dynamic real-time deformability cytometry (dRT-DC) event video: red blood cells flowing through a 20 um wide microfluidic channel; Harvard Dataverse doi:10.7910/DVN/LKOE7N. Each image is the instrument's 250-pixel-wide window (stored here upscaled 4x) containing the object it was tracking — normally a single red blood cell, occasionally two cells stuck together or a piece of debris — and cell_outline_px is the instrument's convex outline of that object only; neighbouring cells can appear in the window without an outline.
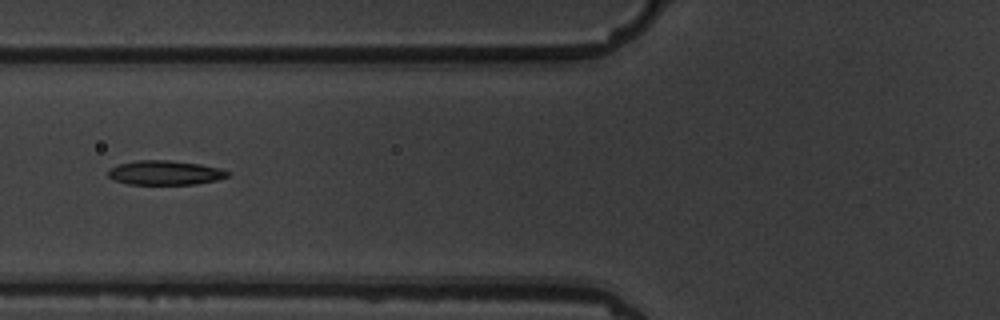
{"species": "common noctule bat (a hibernating species)", "species_latin": "Nyctalus noctula", "temperature_condition": "warm", "stored_images_in_passage": 8, "camera_frame_rate_fps": 3000, "um_per_image_px": 0.085, "animal": {"sex": "male", "body_mass_g": 19.5, "forearm_length_mm": 54.6}, "frame": {"image": 1, "passage_image": 6, "time_ms": 5.667, "image_size_px": [1000, 320], "cell_outline_px": [[232, 172], [228, 176], [216, 180], [196, 184], [128, 184], [116, 180], [108, 176], [108, 172], [116, 164], [136, 160], [168, 160], [200, 164], [220, 168]], "centroid_in_image_um": [14.05, 14.67], "position_along_channel_um": 111.8, "area_um2": 16.94}}
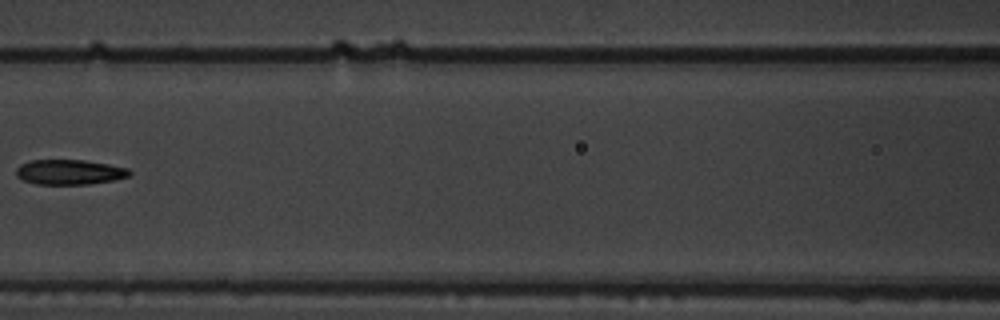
{"frame": {"image": 2, "passage_image": 7, "time_ms": 7.0, "image_size_px": [1000, 320], "cell_outline_px": [[132, 172], [128, 176], [116, 180], [88, 184], [36, 184], [24, 180], [16, 176], [16, 168], [20, 164], [32, 160], [84, 160], [108, 164], [128, 168]], "centroid_in_image_um": [5.91, 14.62], "position_along_channel_um": 160.7, "area_um2": 16.53}}
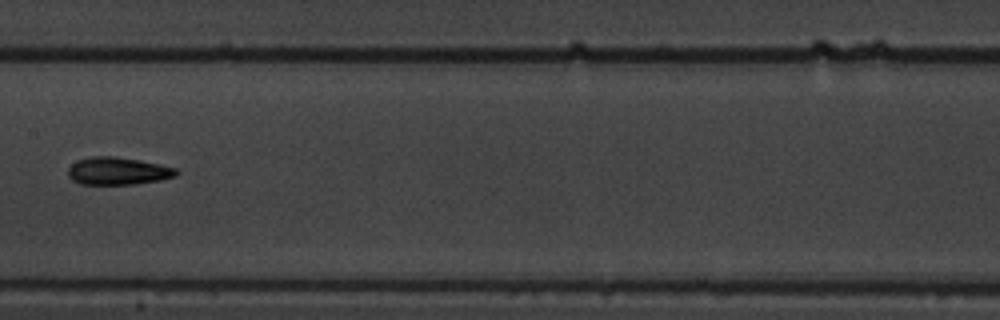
{"frame": {"image": 3, "passage_image": 8, "time_ms": 8.0, "image_size_px": [1000, 320], "cell_outline_px": [[180, 172], [176, 176], [160, 180], [136, 184], [80, 184], [72, 180], [68, 176], [68, 168], [76, 160], [92, 156], [112, 156], [140, 160], [176, 168]], "centroid_in_image_um": [10.01, 14.54], "position_along_channel_um": 197.4, "area_um2": 17.46}}